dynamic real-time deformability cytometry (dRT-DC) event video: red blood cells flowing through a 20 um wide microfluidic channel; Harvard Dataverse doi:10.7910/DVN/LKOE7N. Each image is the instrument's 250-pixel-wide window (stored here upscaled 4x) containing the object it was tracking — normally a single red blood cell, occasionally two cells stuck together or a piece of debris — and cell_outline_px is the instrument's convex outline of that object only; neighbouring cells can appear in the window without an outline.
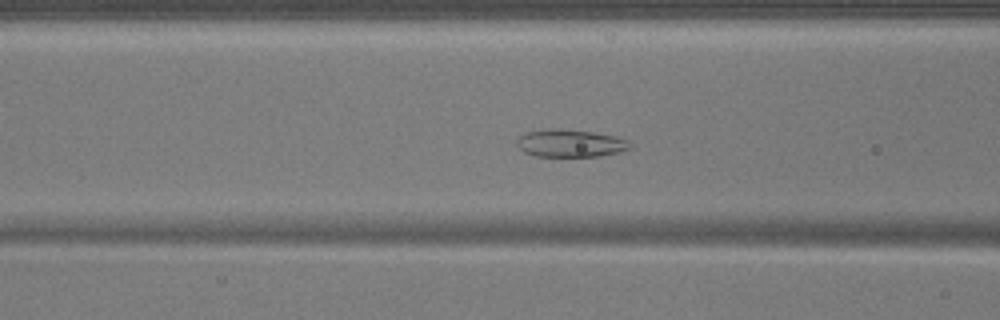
{"species": "common noctule bat (a hibernating species)", "species_latin": "Nyctalus noctula", "temperature_condition": "warm", "stored_images_in_passage": 50, "camera_frame_rate_fps": 3000, "um_per_image_px": 0.085, "animal": {"sex": "male", "body_mass_g": 17.9}, "frame": {"image": 1, "passage_image": 20, "time_ms": 6.333, "image_size_px": [1000, 320], "cell_outline_px": [[632, 148], [620, 152], [600, 156], [536, 156], [524, 152], [516, 144], [516, 140], [524, 132], [548, 128], [560, 128], [592, 132], [616, 136], [628, 140], [632, 144]], "centroid_in_image_um": [48.48, 12.17], "position_along_channel_um": 118.1, "area_um2": 18.44}}
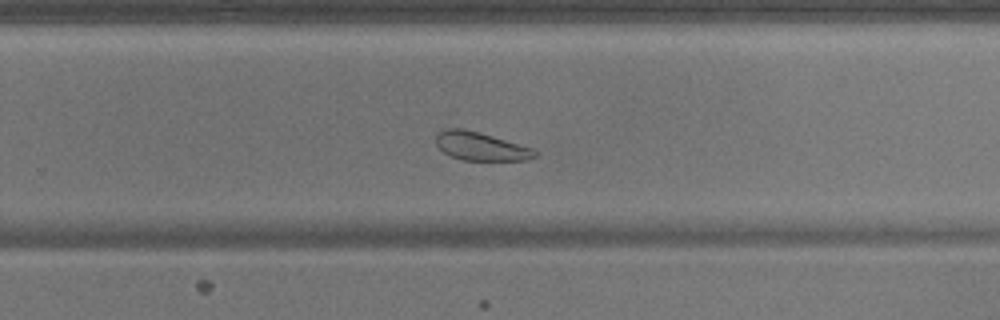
{"frame": {"image": 2, "passage_image": 33, "time_ms": 10.667, "image_size_px": [1000, 320], "cell_outline_px": [[540, 152], [536, 156], [528, 160], [464, 160], [452, 156], [444, 152], [436, 144], [436, 136], [444, 128], [460, 128], [480, 132], [532, 148]], "centroid_in_image_um": [40.89, 12.43], "position_along_channel_um": 288.9, "area_um2": 16.24}}
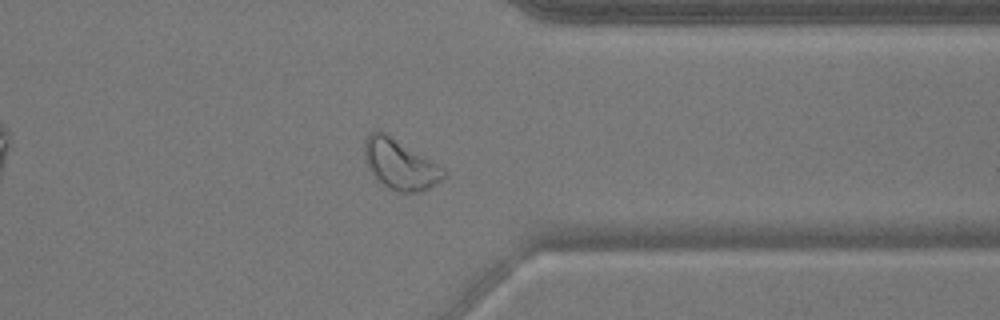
{"frame": {"image": 3, "passage_image": 40, "time_ms": 13.0, "image_size_px": [1000, 320], "cell_outline_px": [[444, 176], [440, 180], [428, 188], [420, 192], [400, 192], [388, 188], [376, 180], [368, 168], [364, 156], [364, 144], [368, 136], [372, 132], [384, 132], [436, 164], [444, 172]], "centroid_in_image_um": [33.93, 14.0], "position_along_channel_um": 377.5, "area_um2": 22.31}}